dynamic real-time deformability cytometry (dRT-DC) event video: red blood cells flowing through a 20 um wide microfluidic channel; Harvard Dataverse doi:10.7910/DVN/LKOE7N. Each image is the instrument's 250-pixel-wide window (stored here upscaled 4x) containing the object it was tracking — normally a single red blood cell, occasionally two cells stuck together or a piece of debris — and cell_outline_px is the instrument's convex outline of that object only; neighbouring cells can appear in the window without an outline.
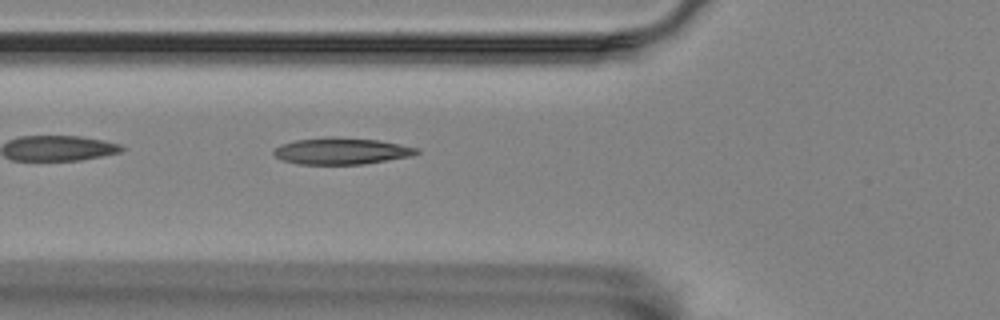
{"species": "Egyptian fruit bat (a non-hibernating species)", "species_latin": "Rousettus aegyptiacus", "temperature_condition": "room temperature", "stored_images_in_passage": 5, "camera_frame_rate_fps": 3000, "um_per_image_px": 0.085, "animal": {"sex": "female"}, "frame": {"image": 1, "passage_image": 5, "time_ms": 1.333, "image_size_px": [1000, 320], "cell_outline_px": [[420, 152], [412, 156], [364, 164], [300, 164], [280, 160], [272, 152], [280, 144], [296, 140], [328, 136], [332, 136], [380, 140], [420, 148]], "centroid_in_image_um": [29.04, 12.83], "position_along_channel_um": 96.8, "area_um2": 22.37}}